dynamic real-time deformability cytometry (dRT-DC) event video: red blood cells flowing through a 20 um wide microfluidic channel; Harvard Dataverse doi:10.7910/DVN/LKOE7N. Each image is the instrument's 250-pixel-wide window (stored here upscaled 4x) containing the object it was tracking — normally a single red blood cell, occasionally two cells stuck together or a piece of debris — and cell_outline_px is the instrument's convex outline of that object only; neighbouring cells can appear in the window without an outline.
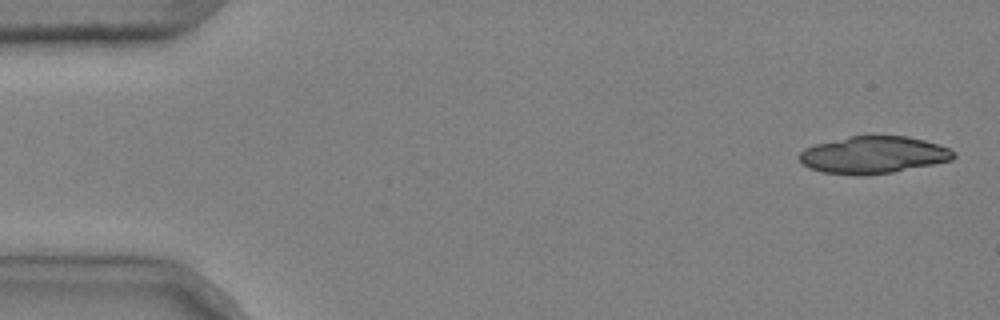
{"species": "common noctule bat (a hibernating species)", "species_latin": "Nyctalus noctula", "temperature_condition": "cold", "stored_images_in_passage": 4, "camera_frame_rate_fps": 3000, "um_per_image_px": 0.085, "animal": {"sex": "male", "body_mass_g": 20.4}, "frame": {"image": 1, "passage_image": 1, "time_ms": 0.0, "image_size_px": [1000, 320], "cell_outline_px": [[956, 156], [952, 160], [892, 172], [864, 176], [856, 176], [824, 172], [808, 168], [796, 156], [804, 148], [816, 144], [848, 136], [868, 132], [872, 132], [908, 136], [940, 144], [956, 152]], "centroid_in_image_um": [74.23, 13.12], "position_along_channel_um": 10.8, "area_um2": 34.51}}